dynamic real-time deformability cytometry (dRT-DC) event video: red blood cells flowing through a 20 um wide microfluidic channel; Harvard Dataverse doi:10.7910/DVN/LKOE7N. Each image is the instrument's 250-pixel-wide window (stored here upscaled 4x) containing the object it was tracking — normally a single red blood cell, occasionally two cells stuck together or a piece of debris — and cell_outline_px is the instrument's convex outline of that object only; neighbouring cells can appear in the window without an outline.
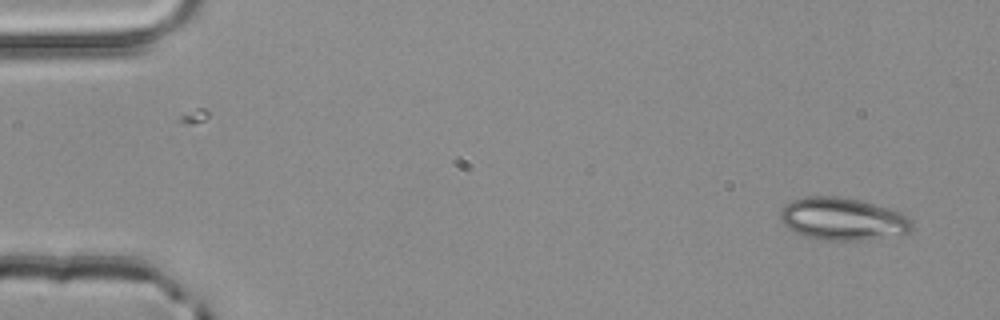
{"species": "common noctule bat (a hibernating species)", "species_latin": "Nyctalus noctula", "temperature_condition": "room temperature", "stored_images_in_passage": 2, "camera_frame_rate_fps": 3000, "um_per_image_px": 0.085, "animal": {"sex": "male", "body_mass_g": 20.4}, "frame": {"image": 1, "passage_image": 2, "time_ms": 0.333, "image_size_px": [1000, 320], "cell_outline_px": [[912, 228], [908, 232], [868, 240], [820, 240], [800, 236], [792, 232], [784, 224], [780, 216], [780, 212], [784, 204], [792, 200], [804, 196], [840, 196], [860, 200], [900, 212], [912, 220]], "centroid_in_image_um": [71.56, 18.61], "position_along_channel_um": 13.4, "area_um2": 32.83}}